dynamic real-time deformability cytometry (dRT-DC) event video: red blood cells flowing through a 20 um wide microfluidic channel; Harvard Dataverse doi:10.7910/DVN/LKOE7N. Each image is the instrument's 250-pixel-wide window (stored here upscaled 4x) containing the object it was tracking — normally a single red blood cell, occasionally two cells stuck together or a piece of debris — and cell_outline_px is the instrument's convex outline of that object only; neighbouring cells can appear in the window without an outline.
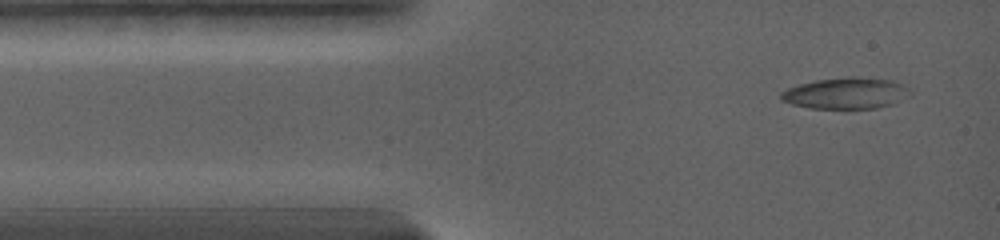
{"species": "common noctule bat (a hibernating species)", "species_latin": "Nyctalus noctula", "temperature_condition": "warm", "stored_images_in_passage": 4, "camera_frame_rate_fps": 5000, "um_per_image_px": 0.085, "animal": {"sex": "female", "body_mass_g": 19.0, "forearm_length_mm": 56.7}, "frame": {"image": 1, "passage_image": 1, "time_ms": 0.0, "image_size_px": [1000, 240], "cell_outline_px": [[912, 96], [892, 104], [876, 108], [808, 108], [792, 104], [780, 100], [780, 92], [788, 88], [800, 84], [816, 80], [848, 76], [852, 76], [892, 80], [904, 84], [912, 92]], "centroid_in_image_um": [71.94, 7.92], "position_along_channel_um": 13.1, "area_um2": 23.76}}
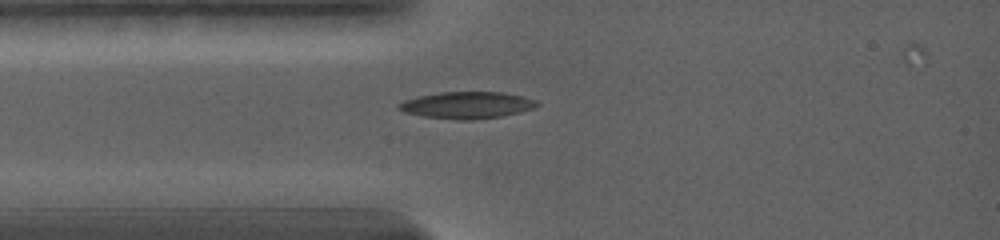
{"frame": {"image": 2, "passage_image": 4, "time_ms": 2.4, "image_size_px": [1000, 240], "cell_outline_px": [[540, 104], [536, 108], [520, 112], [500, 116], [472, 120], [456, 120], [424, 116], [404, 112], [396, 108], [396, 104], [404, 100], [420, 96], [440, 92], [500, 92], [520, 96], [536, 100]], "centroid_in_image_um": [39.67, 8.94], "position_along_channel_um": 45.3, "area_um2": 21.56}}